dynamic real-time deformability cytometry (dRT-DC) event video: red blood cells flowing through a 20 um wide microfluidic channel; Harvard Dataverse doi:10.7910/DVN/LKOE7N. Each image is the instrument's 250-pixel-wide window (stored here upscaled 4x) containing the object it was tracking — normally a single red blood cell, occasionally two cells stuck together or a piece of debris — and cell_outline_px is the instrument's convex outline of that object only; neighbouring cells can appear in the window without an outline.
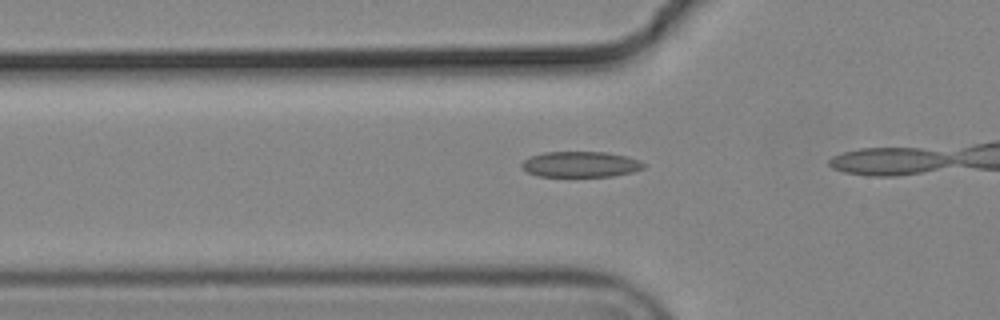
{"species": "common noctule bat (a hibernating species)", "species_latin": "Nyctalus noctula", "temperature_condition": "cold", "stored_images_in_passage": 16, "camera_frame_rate_fps": 3000, "um_per_image_px": 0.085, "animal": {"sex": "male", "body_mass_g": 19.2, "forearm_length_mm": 51.8}, "frame": {"image": 1, "passage_image": 14, "time_ms": 4.333, "image_size_px": [1000, 320], "cell_outline_px": [[648, 164], [644, 168], [632, 172], [612, 176], [540, 176], [528, 172], [520, 168], [520, 164], [524, 160], [532, 156], [544, 152], [608, 152], [624, 156]], "centroid_in_image_um": [49.33, 13.97], "position_along_channel_um": 76.5, "area_um2": 18.15}}